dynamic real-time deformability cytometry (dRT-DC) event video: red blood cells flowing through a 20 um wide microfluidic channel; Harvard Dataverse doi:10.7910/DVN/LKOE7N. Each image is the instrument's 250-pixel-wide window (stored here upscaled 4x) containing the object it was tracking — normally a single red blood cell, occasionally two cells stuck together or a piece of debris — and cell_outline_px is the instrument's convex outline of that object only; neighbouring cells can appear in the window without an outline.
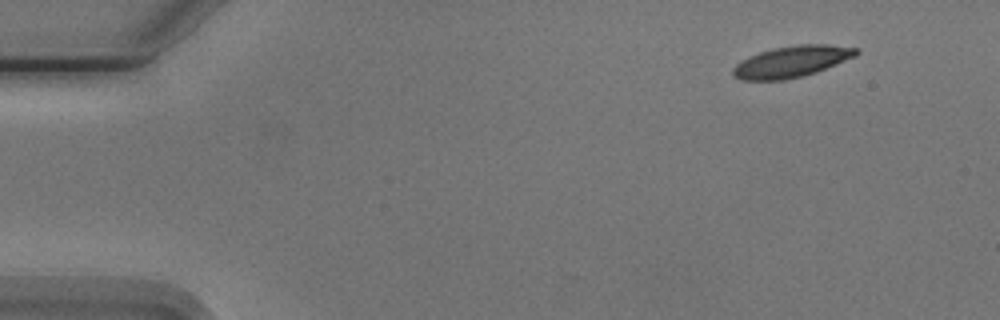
{"species": "Egyptian fruit bat (a non-hibernating species)", "species_latin": "Rousettus aegyptiacus", "temperature_condition": "cold", "stored_images_in_passage": 4, "camera_frame_rate_fps": 3000, "um_per_image_px": 0.085, "animal": {"sex": "male"}, "frame": {"image": 1, "passage_image": 1, "time_ms": 0.0, "image_size_px": [1000, 320], "cell_outline_px": [[860, 52], [856, 56], [816, 72], [804, 76], [784, 80], [740, 80], [732, 76], [732, 68], [740, 60], [760, 52], [772, 48], [796, 44], [828, 44], [860, 48]], "centroid_in_image_um": [67.29, 5.23], "position_along_channel_um": 17.7, "area_um2": 22.77}}
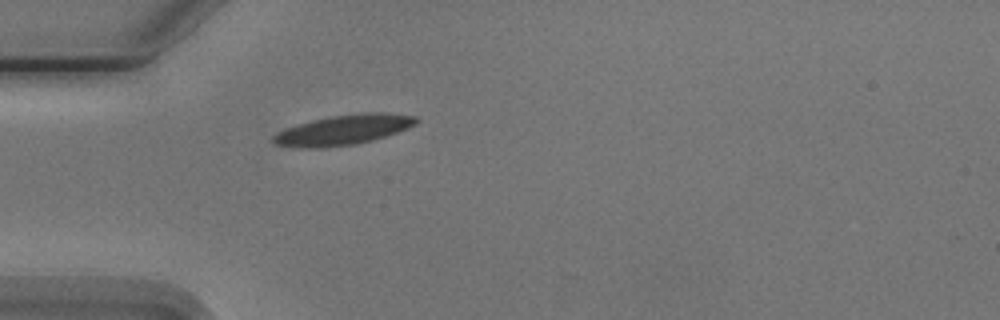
{"frame": {"image": 2, "passage_image": 4, "time_ms": 3.667, "image_size_px": [1000, 320], "cell_outline_px": [[420, 120], [416, 124], [408, 128], [372, 140], [356, 144], [320, 148], [300, 148], [272, 144], [272, 136], [276, 132], [312, 120], [332, 116], [360, 112], [384, 112], [416, 116]], "centroid_in_image_um": [29.19, 11.04], "position_along_channel_um": 55.8, "area_um2": 25.03}}